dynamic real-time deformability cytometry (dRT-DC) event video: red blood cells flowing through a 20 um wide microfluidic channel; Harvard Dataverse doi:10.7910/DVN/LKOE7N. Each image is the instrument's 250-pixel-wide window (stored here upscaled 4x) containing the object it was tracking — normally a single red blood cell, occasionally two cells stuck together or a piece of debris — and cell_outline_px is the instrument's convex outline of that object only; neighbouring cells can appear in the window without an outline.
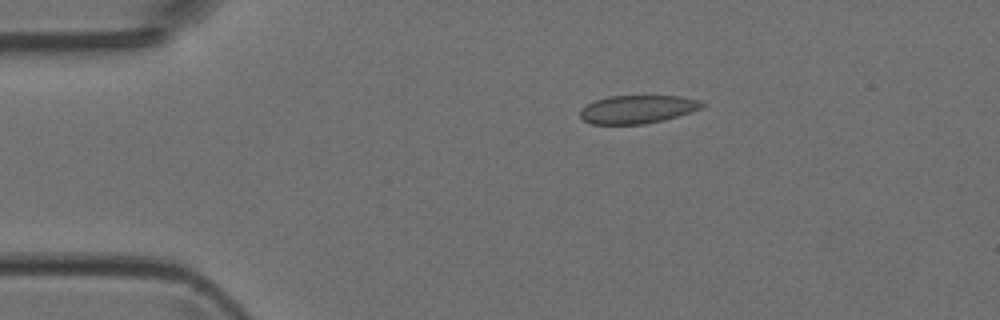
{"species": "Egyptian fruit bat (a non-hibernating species)", "species_latin": "Rousettus aegyptiacus", "temperature_condition": "room temperature", "stored_images_in_passage": 2, "camera_frame_rate_fps": 3000, "um_per_image_px": 0.085, "animal": {"sex": "female"}, "frame": {"image": 1, "passage_image": 1, "time_ms": 0.0, "image_size_px": [1000, 320], "cell_outline_px": [[704, 108], [676, 116], [644, 124], [592, 124], [584, 120], [580, 116], [580, 112], [588, 104], [596, 100], [608, 96], [680, 96], [700, 100], [704, 104]], "centroid_in_image_um": [54.2, 9.28], "position_along_channel_um": 30.8, "area_um2": 19.77}}